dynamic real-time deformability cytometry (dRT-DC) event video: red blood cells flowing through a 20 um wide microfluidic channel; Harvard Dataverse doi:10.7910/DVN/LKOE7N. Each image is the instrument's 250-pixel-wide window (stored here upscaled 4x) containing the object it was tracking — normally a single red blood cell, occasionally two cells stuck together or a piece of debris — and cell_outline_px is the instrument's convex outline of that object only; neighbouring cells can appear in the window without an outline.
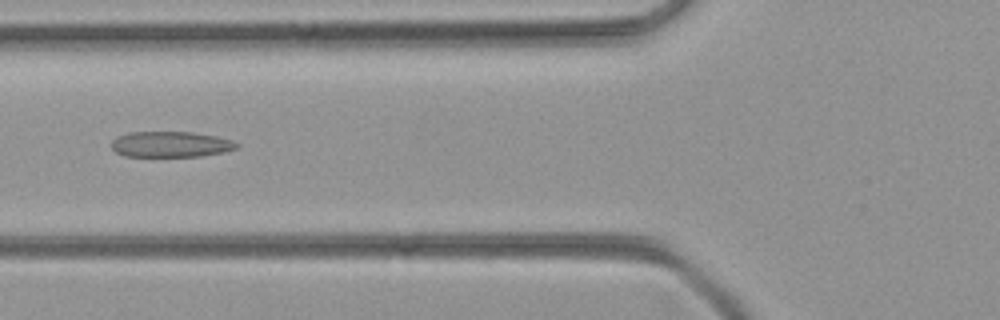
{"species": "common noctule bat (a hibernating species)", "species_latin": "Nyctalus noctula", "temperature_condition": "room temperature", "stored_images_in_passage": 44, "camera_frame_rate_fps": 3000, "um_per_image_px": 0.085, "animal": {"sex": "female", "body_mass_g": 21.9}, "frame": {"image": 1, "passage_image": 13, "time_ms": 4.0, "image_size_px": [1000, 320], "cell_outline_px": [[240, 144], [236, 148], [220, 152], [200, 156], [124, 156], [116, 152], [112, 148], [112, 140], [116, 136], [128, 132], [192, 132], [216, 136], [232, 140]], "centroid_in_image_um": [14.47, 12.25], "position_along_channel_um": 111.3, "area_um2": 18.67}}
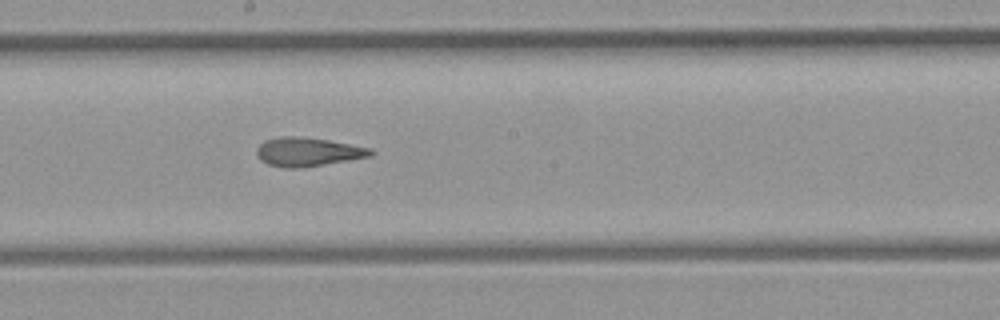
{"frame": {"image": 2, "passage_image": 21, "time_ms": 6.667, "image_size_px": [1000, 320], "cell_outline_px": [[376, 152], [372, 156], [300, 168], [284, 168], [268, 164], [260, 160], [256, 156], [256, 148], [264, 140], [280, 136], [296, 136], [328, 140], [372, 148]], "centroid_in_image_um": [26.15, 12.91], "position_along_channel_um": 222.1, "area_um2": 19.25}}
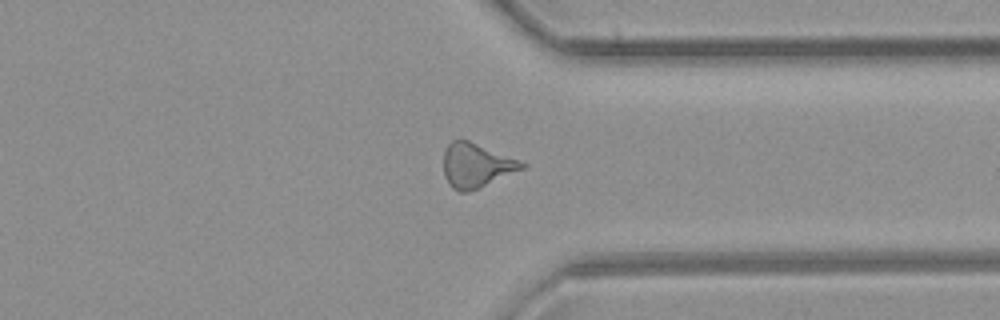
{"frame": {"image": 3, "passage_image": 32, "time_ms": 10.333, "image_size_px": [1000, 320], "cell_outline_px": [[528, 164], [524, 168], [480, 188], [468, 192], [460, 192], [452, 188], [444, 176], [444, 152], [448, 144], [452, 140], [468, 140]], "centroid_in_image_um": [40.46, 14.08], "position_along_channel_um": 370.9, "area_um2": 20.0}}